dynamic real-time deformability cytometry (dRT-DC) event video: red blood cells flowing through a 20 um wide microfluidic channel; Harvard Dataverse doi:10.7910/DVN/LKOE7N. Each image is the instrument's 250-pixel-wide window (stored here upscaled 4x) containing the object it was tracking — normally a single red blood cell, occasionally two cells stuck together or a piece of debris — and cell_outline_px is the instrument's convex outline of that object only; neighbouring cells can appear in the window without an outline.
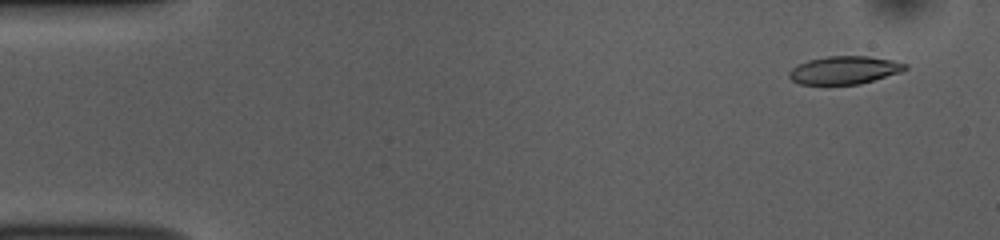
{"species": "common noctule bat (a hibernating species)", "species_latin": "Nyctalus noctula", "temperature_condition": "room temperature", "stored_images_in_passage": 52, "camera_frame_rate_fps": 3000, "um_per_image_px": 0.085, "animal": {"sex": "female", "body_mass_g": 10.0, "forearm_length_mm": 53.1}, "frame": {"image": 1, "passage_image": 4, "time_ms": 1.0, "image_size_px": [1000, 240], "cell_outline_px": [[908, 68], [900, 72], [860, 84], [800, 84], [792, 80], [788, 76], [788, 72], [792, 68], [808, 60], [828, 56], [868, 56], [892, 60], [908, 64]], "centroid_in_image_um": [71.78, 5.95], "position_along_channel_um": 13.2, "area_um2": 18.79}}
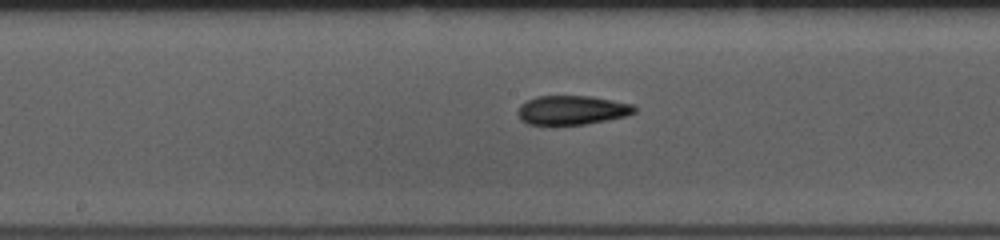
{"frame": {"image": 2, "passage_image": 27, "time_ms": 8.667, "image_size_px": [1000, 240], "cell_outline_px": [[636, 112], [628, 116], [608, 120], [584, 124], [528, 124], [520, 120], [516, 112], [520, 104], [536, 96], [592, 96], [632, 104], [636, 108]], "centroid_in_image_um": [48.61, 9.35], "position_along_channel_um": 199.6, "area_um2": 19.88}}
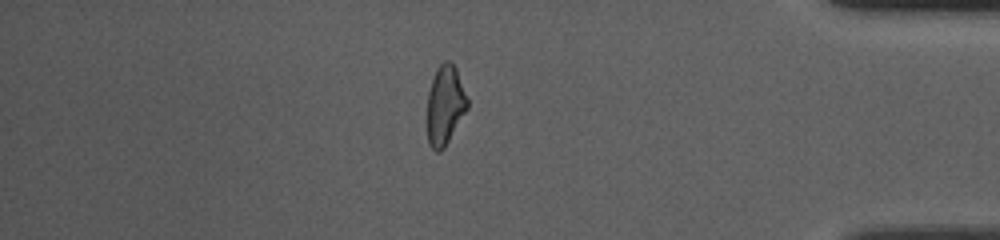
{"frame": {"image": 3, "passage_image": 45, "time_ms": 14.667, "image_size_px": [1000, 240], "cell_outline_px": [[468, 108], [444, 148], [440, 152], [436, 152], [428, 144], [428, 92], [436, 68], [444, 60], [448, 60], [456, 68], [468, 100]], "centroid_in_image_um": [37.83, 8.94], "position_along_channel_um": 397.4, "area_um2": 18.44}, "authors_computed_cell_mechanics": {"area_um2": 19.652, "velocity_mm_per_s": 3.8498, "shape_relaxation_time_tau1_ms": 3.7839, "shape_relaxation_time_tau2_ms": 2.8301, "deformation_change_tau1": 0.1505, "deformation_change_tau2": 0.1109}}